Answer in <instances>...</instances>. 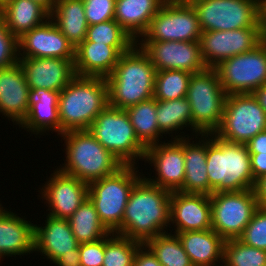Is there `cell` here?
Returning <instances> with one entry per match:
<instances>
[{"mask_svg": "<svg viewBox=\"0 0 266 266\" xmlns=\"http://www.w3.org/2000/svg\"><path fill=\"white\" fill-rule=\"evenodd\" d=\"M170 198L169 190L151 184L143 176L131 190L120 235L144 244L166 233L164 229L170 225Z\"/></svg>", "mask_w": 266, "mask_h": 266, "instance_id": "6da1fadb", "label": "cell"}, {"mask_svg": "<svg viewBox=\"0 0 266 266\" xmlns=\"http://www.w3.org/2000/svg\"><path fill=\"white\" fill-rule=\"evenodd\" d=\"M156 69L148 55L135 43L119 57L107 76L108 105L126 110L154 94Z\"/></svg>", "mask_w": 266, "mask_h": 266, "instance_id": "7a4b0ae2", "label": "cell"}, {"mask_svg": "<svg viewBox=\"0 0 266 266\" xmlns=\"http://www.w3.org/2000/svg\"><path fill=\"white\" fill-rule=\"evenodd\" d=\"M207 137L209 196L214 192H239L253 189L255 181L246 144L225 141L214 136V133L207 134Z\"/></svg>", "mask_w": 266, "mask_h": 266, "instance_id": "3957f363", "label": "cell"}, {"mask_svg": "<svg viewBox=\"0 0 266 266\" xmlns=\"http://www.w3.org/2000/svg\"><path fill=\"white\" fill-rule=\"evenodd\" d=\"M107 105L108 85L104 77L76 75L59 94L61 134L88 130Z\"/></svg>", "mask_w": 266, "mask_h": 266, "instance_id": "277c9868", "label": "cell"}, {"mask_svg": "<svg viewBox=\"0 0 266 266\" xmlns=\"http://www.w3.org/2000/svg\"><path fill=\"white\" fill-rule=\"evenodd\" d=\"M66 144V162L59 170L90 183L111 175L123 166L105 149L89 130H73L61 134Z\"/></svg>", "mask_w": 266, "mask_h": 266, "instance_id": "5b68a950", "label": "cell"}, {"mask_svg": "<svg viewBox=\"0 0 266 266\" xmlns=\"http://www.w3.org/2000/svg\"><path fill=\"white\" fill-rule=\"evenodd\" d=\"M136 169L135 165H123L113 174L88 184V198L110 233H122V217L131 190L142 178Z\"/></svg>", "mask_w": 266, "mask_h": 266, "instance_id": "8992f818", "label": "cell"}, {"mask_svg": "<svg viewBox=\"0 0 266 266\" xmlns=\"http://www.w3.org/2000/svg\"><path fill=\"white\" fill-rule=\"evenodd\" d=\"M226 96L214 68L191 75L186 98L191 106V130L197 133L195 136L211 134L219 128Z\"/></svg>", "mask_w": 266, "mask_h": 266, "instance_id": "52a82bcc", "label": "cell"}, {"mask_svg": "<svg viewBox=\"0 0 266 266\" xmlns=\"http://www.w3.org/2000/svg\"><path fill=\"white\" fill-rule=\"evenodd\" d=\"M88 130L123 165L144 159L147 148L137 138L126 110L107 105Z\"/></svg>", "mask_w": 266, "mask_h": 266, "instance_id": "ba28073f", "label": "cell"}, {"mask_svg": "<svg viewBox=\"0 0 266 266\" xmlns=\"http://www.w3.org/2000/svg\"><path fill=\"white\" fill-rule=\"evenodd\" d=\"M266 130V113L253 93L229 94L219 128L214 135L232 143L246 144Z\"/></svg>", "mask_w": 266, "mask_h": 266, "instance_id": "9c48e42d", "label": "cell"}, {"mask_svg": "<svg viewBox=\"0 0 266 266\" xmlns=\"http://www.w3.org/2000/svg\"><path fill=\"white\" fill-rule=\"evenodd\" d=\"M201 31L259 27L258 0H189Z\"/></svg>", "mask_w": 266, "mask_h": 266, "instance_id": "30bf717a", "label": "cell"}, {"mask_svg": "<svg viewBox=\"0 0 266 266\" xmlns=\"http://www.w3.org/2000/svg\"><path fill=\"white\" fill-rule=\"evenodd\" d=\"M211 200V228L225 241L238 239L259 208L253 189L214 192Z\"/></svg>", "mask_w": 266, "mask_h": 266, "instance_id": "8fae6325", "label": "cell"}, {"mask_svg": "<svg viewBox=\"0 0 266 266\" xmlns=\"http://www.w3.org/2000/svg\"><path fill=\"white\" fill-rule=\"evenodd\" d=\"M196 11L188 1L167 0L152 18L142 41H200Z\"/></svg>", "mask_w": 266, "mask_h": 266, "instance_id": "7c38bea8", "label": "cell"}, {"mask_svg": "<svg viewBox=\"0 0 266 266\" xmlns=\"http://www.w3.org/2000/svg\"><path fill=\"white\" fill-rule=\"evenodd\" d=\"M214 69L227 95L254 93L266 84V53L259 44L222 61Z\"/></svg>", "mask_w": 266, "mask_h": 266, "instance_id": "4fadbf2b", "label": "cell"}, {"mask_svg": "<svg viewBox=\"0 0 266 266\" xmlns=\"http://www.w3.org/2000/svg\"><path fill=\"white\" fill-rule=\"evenodd\" d=\"M139 42L137 45L148 55L156 71L183 70L193 74L207 69L199 41Z\"/></svg>", "mask_w": 266, "mask_h": 266, "instance_id": "5bb4252c", "label": "cell"}, {"mask_svg": "<svg viewBox=\"0 0 266 266\" xmlns=\"http://www.w3.org/2000/svg\"><path fill=\"white\" fill-rule=\"evenodd\" d=\"M260 37V27L202 31L199 42L204 63L207 68H215L226 59L254 49Z\"/></svg>", "mask_w": 266, "mask_h": 266, "instance_id": "9a60e30c", "label": "cell"}, {"mask_svg": "<svg viewBox=\"0 0 266 266\" xmlns=\"http://www.w3.org/2000/svg\"><path fill=\"white\" fill-rule=\"evenodd\" d=\"M172 139L171 143L164 141L147 147L144 156L145 162L153 163L158 175L156 179L144 178L170 192L179 191L185 177L184 137L177 135Z\"/></svg>", "mask_w": 266, "mask_h": 266, "instance_id": "2e32d148", "label": "cell"}, {"mask_svg": "<svg viewBox=\"0 0 266 266\" xmlns=\"http://www.w3.org/2000/svg\"><path fill=\"white\" fill-rule=\"evenodd\" d=\"M52 177L41 189V198L48 203V215L69 219L79 206L88 198V183L65 174L59 169L51 174Z\"/></svg>", "mask_w": 266, "mask_h": 266, "instance_id": "e0dca14e", "label": "cell"}, {"mask_svg": "<svg viewBox=\"0 0 266 266\" xmlns=\"http://www.w3.org/2000/svg\"><path fill=\"white\" fill-rule=\"evenodd\" d=\"M18 46L19 58L75 59L74 46L50 18L19 37Z\"/></svg>", "mask_w": 266, "mask_h": 266, "instance_id": "ac0fdd59", "label": "cell"}, {"mask_svg": "<svg viewBox=\"0 0 266 266\" xmlns=\"http://www.w3.org/2000/svg\"><path fill=\"white\" fill-rule=\"evenodd\" d=\"M74 61L61 58H19L29 88L52 91H61L76 76Z\"/></svg>", "mask_w": 266, "mask_h": 266, "instance_id": "d6986e66", "label": "cell"}, {"mask_svg": "<svg viewBox=\"0 0 266 266\" xmlns=\"http://www.w3.org/2000/svg\"><path fill=\"white\" fill-rule=\"evenodd\" d=\"M170 223H175V233L211 229L210 196L171 192Z\"/></svg>", "mask_w": 266, "mask_h": 266, "instance_id": "ffe728a7", "label": "cell"}, {"mask_svg": "<svg viewBox=\"0 0 266 266\" xmlns=\"http://www.w3.org/2000/svg\"><path fill=\"white\" fill-rule=\"evenodd\" d=\"M131 47L82 41L75 48V74L106 78L114 70L121 54L127 52Z\"/></svg>", "mask_w": 266, "mask_h": 266, "instance_id": "44dd1931", "label": "cell"}, {"mask_svg": "<svg viewBox=\"0 0 266 266\" xmlns=\"http://www.w3.org/2000/svg\"><path fill=\"white\" fill-rule=\"evenodd\" d=\"M29 86L18 62L7 68H0V113L20 124L29 112Z\"/></svg>", "mask_w": 266, "mask_h": 266, "instance_id": "7402d4cb", "label": "cell"}, {"mask_svg": "<svg viewBox=\"0 0 266 266\" xmlns=\"http://www.w3.org/2000/svg\"><path fill=\"white\" fill-rule=\"evenodd\" d=\"M60 91H52L44 88H29L28 107L29 112L20 124L22 129L39 133L51 130L61 134V121L58 111V99ZM29 128V129H28Z\"/></svg>", "mask_w": 266, "mask_h": 266, "instance_id": "603a6c76", "label": "cell"}, {"mask_svg": "<svg viewBox=\"0 0 266 266\" xmlns=\"http://www.w3.org/2000/svg\"><path fill=\"white\" fill-rule=\"evenodd\" d=\"M35 251V224L17 214L0 210V260Z\"/></svg>", "mask_w": 266, "mask_h": 266, "instance_id": "cb8c5ba5", "label": "cell"}, {"mask_svg": "<svg viewBox=\"0 0 266 266\" xmlns=\"http://www.w3.org/2000/svg\"><path fill=\"white\" fill-rule=\"evenodd\" d=\"M45 222L43 227L35 224V251L44 254L52 263L80 245L68 219L48 215Z\"/></svg>", "mask_w": 266, "mask_h": 266, "instance_id": "d4e9b609", "label": "cell"}, {"mask_svg": "<svg viewBox=\"0 0 266 266\" xmlns=\"http://www.w3.org/2000/svg\"><path fill=\"white\" fill-rule=\"evenodd\" d=\"M178 236L193 266H219L223 263L225 240L212 228L174 233Z\"/></svg>", "mask_w": 266, "mask_h": 266, "instance_id": "484cf974", "label": "cell"}, {"mask_svg": "<svg viewBox=\"0 0 266 266\" xmlns=\"http://www.w3.org/2000/svg\"><path fill=\"white\" fill-rule=\"evenodd\" d=\"M167 0H116L114 20L138 42ZM138 37V38H137Z\"/></svg>", "mask_w": 266, "mask_h": 266, "instance_id": "4316f807", "label": "cell"}, {"mask_svg": "<svg viewBox=\"0 0 266 266\" xmlns=\"http://www.w3.org/2000/svg\"><path fill=\"white\" fill-rule=\"evenodd\" d=\"M201 138L203 139L197 141L198 143L194 141L191 143L189 137L184 136L185 177L183 187L179 192L209 196L206 158L207 134H201Z\"/></svg>", "mask_w": 266, "mask_h": 266, "instance_id": "83f0119b", "label": "cell"}, {"mask_svg": "<svg viewBox=\"0 0 266 266\" xmlns=\"http://www.w3.org/2000/svg\"><path fill=\"white\" fill-rule=\"evenodd\" d=\"M50 19L74 48L86 38L89 25L83 0H56Z\"/></svg>", "mask_w": 266, "mask_h": 266, "instance_id": "f1b7e54d", "label": "cell"}, {"mask_svg": "<svg viewBox=\"0 0 266 266\" xmlns=\"http://www.w3.org/2000/svg\"><path fill=\"white\" fill-rule=\"evenodd\" d=\"M0 15L7 28L17 38L50 18V13L32 0H13L0 10Z\"/></svg>", "mask_w": 266, "mask_h": 266, "instance_id": "f546056e", "label": "cell"}, {"mask_svg": "<svg viewBox=\"0 0 266 266\" xmlns=\"http://www.w3.org/2000/svg\"><path fill=\"white\" fill-rule=\"evenodd\" d=\"M156 104L157 100L152 97L126 109L137 138L146 148L159 143L163 135L158 127Z\"/></svg>", "mask_w": 266, "mask_h": 266, "instance_id": "4dcf8cb0", "label": "cell"}, {"mask_svg": "<svg viewBox=\"0 0 266 266\" xmlns=\"http://www.w3.org/2000/svg\"><path fill=\"white\" fill-rule=\"evenodd\" d=\"M73 235L81 243L96 242L110 232L101 223L94 204L87 198L68 219Z\"/></svg>", "mask_w": 266, "mask_h": 266, "instance_id": "1f68e13d", "label": "cell"}, {"mask_svg": "<svg viewBox=\"0 0 266 266\" xmlns=\"http://www.w3.org/2000/svg\"><path fill=\"white\" fill-rule=\"evenodd\" d=\"M156 117L159 130L163 134H172L183 127L192 128L191 106L187 98L168 101L157 100ZM166 132V133H165Z\"/></svg>", "mask_w": 266, "mask_h": 266, "instance_id": "d6a6232c", "label": "cell"}, {"mask_svg": "<svg viewBox=\"0 0 266 266\" xmlns=\"http://www.w3.org/2000/svg\"><path fill=\"white\" fill-rule=\"evenodd\" d=\"M143 245L162 266H193L176 234L166 232L147 240Z\"/></svg>", "mask_w": 266, "mask_h": 266, "instance_id": "836d02e7", "label": "cell"}, {"mask_svg": "<svg viewBox=\"0 0 266 266\" xmlns=\"http://www.w3.org/2000/svg\"><path fill=\"white\" fill-rule=\"evenodd\" d=\"M191 75L183 70L156 71L153 97L161 101L185 98Z\"/></svg>", "mask_w": 266, "mask_h": 266, "instance_id": "e575fe53", "label": "cell"}, {"mask_svg": "<svg viewBox=\"0 0 266 266\" xmlns=\"http://www.w3.org/2000/svg\"><path fill=\"white\" fill-rule=\"evenodd\" d=\"M141 245L142 243L138 241L110 233L104 237L102 266H133L135 254Z\"/></svg>", "mask_w": 266, "mask_h": 266, "instance_id": "d590c367", "label": "cell"}, {"mask_svg": "<svg viewBox=\"0 0 266 266\" xmlns=\"http://www.w3.org/2000/svg\"><path fill=\"white\" fill-rule=\"evenodd\" d=\"M223 264L226 266H266V251L229 239L224 244Z\"/></svg>", "mask_w": 266, "mask_h": 266, "instance_id": "8d00e7d4", "label": "cell"}, {"mask_svg": "<svg viewBox=\"0 0 266 266\" xmlns=\"http://www.w3.org/2000/svg\"><path fill=\"white\" fill-rule=\"evenodd\" d=\"M83 41L110 46H133L136 43L114 19L88 26L86 38Z\"/></svg>", "mask_w": 266, "mask_h": 266, "instance_id": "74e56055", "label": "cell"}, {"mask_svg": "<svg viewBox=\"0 0 266 266\" xmlns=\"http://www.w3.org/2000/svg\"><path fill=\"white\" fill-rule=\"evenodd\" d=\"M238 239L248 246L266 251V208L259 207L255 211Z\"/></svg>", "mask_w": 266, "mask_h": 266, "instance_id": "f35d334b", "label": "cell"}, {"mask_svg": "<svg viewBox=\"0 0 266 266\" xmlns=\"http://www.w3.org/2000/svg\"><path fill=\"white\" fill-rule=\"evenodd\" d=\"M18 62V38L10 32L0 15V68L13 66Z\"/></svg>", "mask_w": 266, "mask_h": 266, "instance_id": "ab89813d", "label": "cell"}, {"mask_svg": "<svg viewBox=\"0 0 266 266\" xmlns=\"http://www.w3.org/2000/svg\"><path fill=\"white\" fill-rule=\"evenodd\" d=\"M89 26L114 19L116 0H83Z\"/></svg>", "mask_w": 266, "mask_h": 266, "instance_id": "60d3db41", "label": "cell"}, {"mask_svg": "<svg viewBox=\"0 0 266 266\" xmlns=\"http://www.w3.org/2000/svg\"><path fill=\"white\" fill-rule=\"evenodd\" d=\"M81 266H102L104 258V238L96 242L79 245Z\"/></svg>", "mask_w": 266, "mask_h": 266, "instance_id": "b9f144b4", "label": "cell"}, {"mask_svg": "<svg viewBox=\"0 0 266 266\" xmlns=\"http://www.w3.org/2000/svg\"><path fill=\"white\" fill-rule=\"evenodd\" d=\"M144 250V251H143ZM133 266H162L152 252L145 246L141 245L134 257Z\"/></svg>", "mask_w": 266, "mask_h": 266, "instance_id": "7bdbcfd3", "label": "cell"}, {"mask_svg": "<svg viewBox=\"0 0 266 266\" xmlns=\"http://www.w3.org/2000/svg\"><path fill=\"white\" fill-rule=\"evenodd\" d=\"M254 181L266 175V153H250Z\"/></svg>", "mask_w": 266, "mask_h": 266, "instance_id": "ee69618b", "label": "cell"}, {"mask_svg": "<svg viewBox=\"0 0 266 266\" xmlns=\"http://www.w3.org/2000/svg\"><path fill=\"white\" fill-rule=\"evenodd\" d=\"M249 153H266V130L258 133L246 143Z\"/></svg>", "mask_w": 266, "mask_h": 266, "instance_id": "f6af8a7d", "label": "cell"}, {"mask_svg": "<svg viewBox=\"0 0 266 266\" xmlns=\"http://www.w3.org/2000/svg\"><path fill=\"white\" fill-rule=\"evenodd\" d=\"M53 263L58 266H81L79 246L71 250L68 254L61 255Z\"/></svg>", "mask_w": 266, "mask_h": 266, "instance_id": "bcb514c9", "label": "cell"}, {"mask_svg": "<svg viewBox=\"0 0 266 266\" xmlns=\"http://www.w3.org/2000/svg\"><path fill=\"white\" fill-rule=\"evenodd\" d=\"M254 193L258 206L261 208H266V181H255Z\"/></svg>", "mask_w": 266, "mask_h": 266, "instance_id": "7dc6e473", "label": "cell"}, {"mask_svg": "<svg viewBox=\"0 0 266 266\" xmlns=\"http://www.w3.org/2000/svg\"><path fill=\"white\" fill-rule=\"evenodd\" d=\"M259 2V27L261 35L266 36V0Z\"/></svg>", "mask_w": 266, "mask_h": 266, "instance_id": "c3c4849f", "label": "cell"}, {"mask_svg": "<svg viewBox=\"0 0 266 266\" xmlns=\"http://www.w3.org/2000/svg\"><path fill=\"white\" fill-rule=\"evenodd\" d=\"M253 94L258 99L260 106L266 113V84L258 88Z\"/></svg>", "mask_w": 266, "mask_h": 266, "instance_id": "681fc988", "label": "cell"}, {"mask_svg": "<svg viewBox=\"0 0 266 266\" xmlns=\"http://www.w3.org/2000/svg\"><path fill=\"white\" fill-rule=\"evenodd\" d=\"M42 5L49 13L54 8L56 0H32Z\"/></svg>", "mask_w": 266, "mask_h": 266, "instance_id": "f907efd6", "label": "cell"}, {"mask_svg": "<svg viewBox=\"0 0 266 266\" xmlns=\"http://www.w3.org/2000/svg\"><path fill=\"white\" fill-rule=\"evenodd\" d=\"M259 44L262 46L264 52L266 53V36L261 35Z\"/></svg>", "mask_w": 266, "mask_h": 266, "instance_id": "816d5d0a", "label": "cell"}, {"mask_svg": "<svg viewBox=\"0 0 266 266\" xmlns=\"http://www.w3.org/2000/svg\"><path fill=\"white\" fill-rule=\"evenodd\" d=\"M11 1H13V0H0V10H2Z\"/></svg>", "mask_w": 266, "mask_h": 266, "instance_id": "f5cc1de1", "label": "cell"}, {"mask_svg": "<svg viewBox=\"0 0 266 266\" xmlns=\"http://www.w3.org/2000/svg\"><path fill=\"white\" fill-rule=\"evenodd\" d=\"M256 181H266V175L265 176H263V177H261V178H259L258 180H256Z\"/></svg>", "mask_w": 266, "mask_h": 266, "instance_id": "db71d44e", "label": "cell"}]
</instances>
